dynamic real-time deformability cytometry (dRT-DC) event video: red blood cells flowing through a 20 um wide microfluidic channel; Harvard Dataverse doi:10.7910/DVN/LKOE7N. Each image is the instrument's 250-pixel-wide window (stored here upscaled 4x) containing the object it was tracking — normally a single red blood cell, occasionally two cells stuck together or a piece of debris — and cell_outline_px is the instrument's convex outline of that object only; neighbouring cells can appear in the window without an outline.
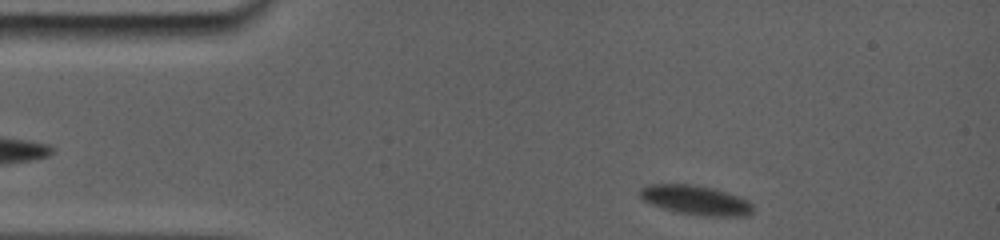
{"species": "common noctule bat (a hibernating species)", "species_latin": "Nyctalus noctula", "temperature_condition": "room temperature", "stored_images_in_passage": 70, "camera_frame_rate_fps": 5000, "um_per_image_px": 0.085, "animal": {"sex": "female", "body_mass_g": 19.0, "forearm_length_mm": 56.7}, "frame": {"image": 1, "passage_image": 3, "time_ms": 0.4, "image_size_px": [1000, 240], "cell_outline_px": [[752, 212], [748, 216], [704, 216], [680, 212], [664, 208], [652, 204], [644, 200], [636, 192], [640, 188], [648, 184], [688, 184], [712, 188], [740, 196], [748, 200], [752, 204]], "centroid_in_image_um": [59.14, 17.0], "position_along_channel_um": 25.9, "area_um2": 19.31}}
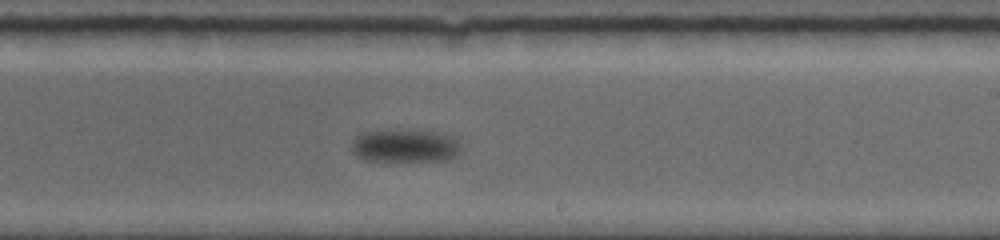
{"frame": {"image": 2, "passage_image": 42, "time_ms": 9.2, "image_size_px": [1000, 240], "cell_outline_px": [[460, 148], [456, 156], [444, 160], [368, 160], [356, 156], [352, 152], [352, 140], [368, 132], [388, 128], [432, 132], [448, 136]], "centroid_in_image_um": [34.34, 12.38], "position_along_channel_um": 254.7, "area_um2": 20.46}}
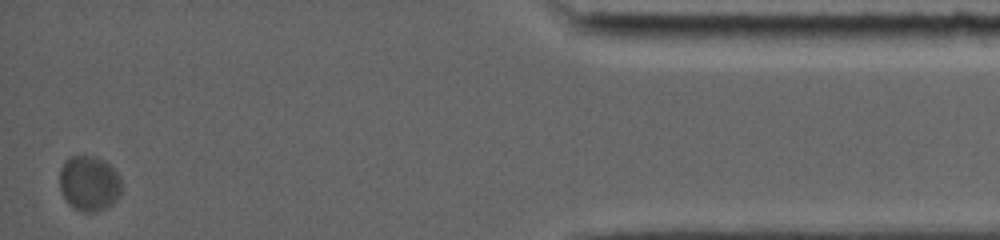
{"frame": {"image": 3, "passage_image": 70, "time_ms": 16.4, "image_size_px": [1000, 240], "cell_outline_px": [[120, 196], [112, 204], [104, 208], [92, 212], [84, 212], [68, 204], [60, 188], [60, 168], [64, 160], [68, 156], [92, 156], [104, 160], [120, 176]], "centroid_in_image_um": [7.56, 15.57], "position_along_channel_um": 427.6, "area_um2": 19.83}}